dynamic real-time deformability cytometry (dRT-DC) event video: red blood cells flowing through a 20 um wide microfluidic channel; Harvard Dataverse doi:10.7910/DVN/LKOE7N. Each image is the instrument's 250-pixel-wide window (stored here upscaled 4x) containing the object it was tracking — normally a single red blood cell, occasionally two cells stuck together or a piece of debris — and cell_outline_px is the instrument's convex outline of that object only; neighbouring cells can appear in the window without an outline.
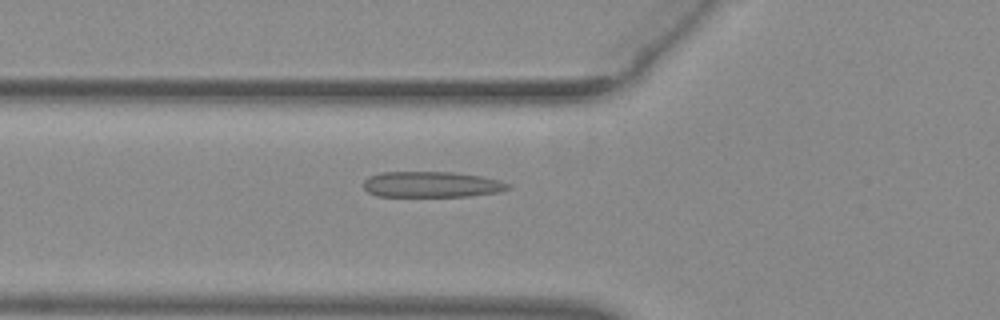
{"species": "common noctule bat (a hibernating species)", "species_latin": "Nyctalus noctula", "temperature_condition": "warm", "stored_images_in_passage": 35, "camera_frame_rate_fps": 3000, "um_per_image_px": 0.085, "animal": {"sex": "female", "body_mass_g": 29.2, "forearm_length_mm": 56.3}, "frame": {"image": 1, "passage_image": 2, "time_ms": 0.333, "image_size_px": [1000, 320], "cell_outline_px": [[512, 188], [496, 192], [468, 196], [376, 196], [368, 192], [364, 188], [364, 180], [368, 176], [380, 172], [452, 172], [480, 176], [500, 180], [512, 184]], "centroid_in_image_um": [36.68, 15.67], "position_along_channel_um": 89.1, "area_um2": 21.79}}
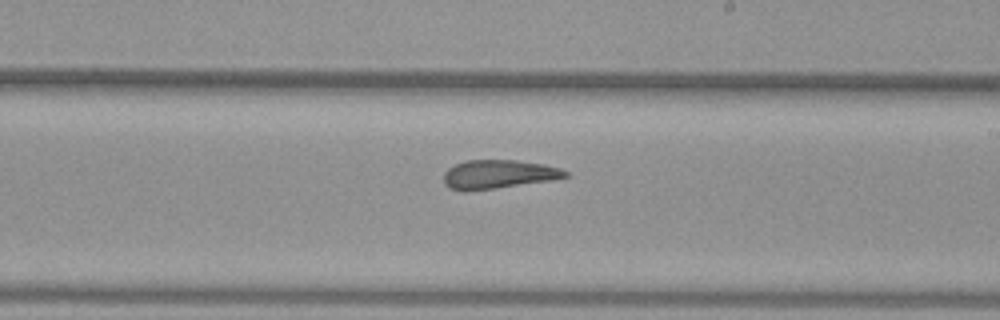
{"frame": {"image": 2, "passage_image": 14, "time_ms": 4.333, "image_size_px": [1000, 320], "cell_outline_px": [[568, 176], [552, 180], [468, 192], [464, 192], [448, 188], [444, 184], [444, 172], [448, 168], [456, 164], [468, 160], [516, 160], [544, 164], [560, 168], [568, 172]], "centroid_in_image_um": [42.33, 14.83], "position_along_channel_um": 246.7, "area_um2": 20.52}}
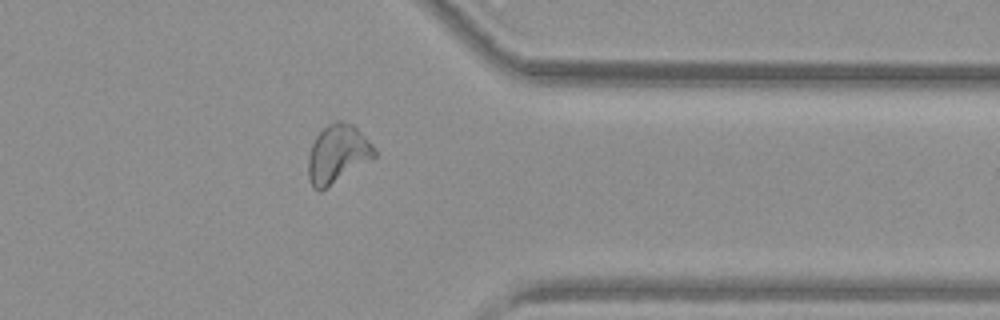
{"frame": {"image": 3, "passage_image": 25, "time_ms": 8.0, "image_size_px": [1000, 320], "cell_outline_px": [[376, 156], [320, 192], [312, 188], [308, 176], [308, 156], [312, 144], [316, 136], [328, 124], [336, 120], [344, 120], [352, 124], [376, 148]], "centroid_in_image_um": [28.67, 13.08], "position_along_channel_um": 382.7, "area_um2": 22.37}}